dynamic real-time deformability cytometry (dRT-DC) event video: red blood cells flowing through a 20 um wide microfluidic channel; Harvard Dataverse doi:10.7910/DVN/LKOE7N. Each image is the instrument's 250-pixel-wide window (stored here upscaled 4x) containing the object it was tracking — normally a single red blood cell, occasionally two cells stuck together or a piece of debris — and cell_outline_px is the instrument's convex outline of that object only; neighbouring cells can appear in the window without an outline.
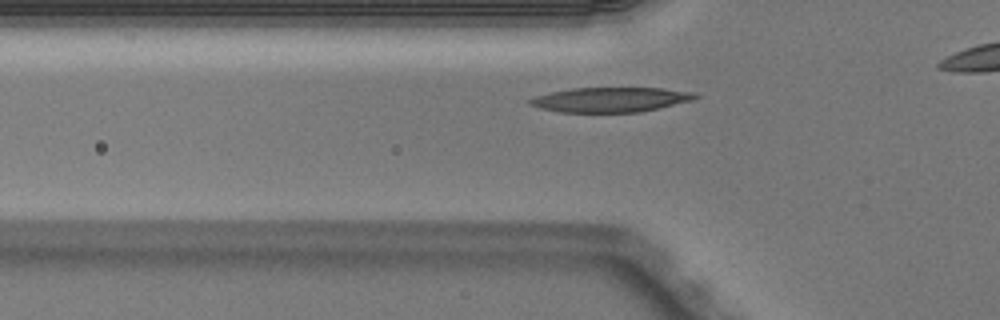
{"species": "Egyptian fruit bat (a non-hibernating species)", "species_latin": "Rousettus aegyptiacus", "temperature_condition": "warm", "stored_images_in_passage": 31, "camera_frame_rate_fps": 3000, "um_per_image_px": 0.085, "animal": {"sex": "male"}, "frame": {"image": 1, "passage_image": 6, "time_ms": 1.667, "image_size_px": [1000, 320], "cell_outline_px": [[700, 96], [692, 100], [640, 112], [560, 112], [540, 108], [528, 104], [524, 100], [536, 96], [552, 92], [572, 88], [664, 88], [696, 92]], "centroid_in_image_um": [51.88, 8.46], "position_along_channel_um": 73.9, "area_um2": 23.87}}
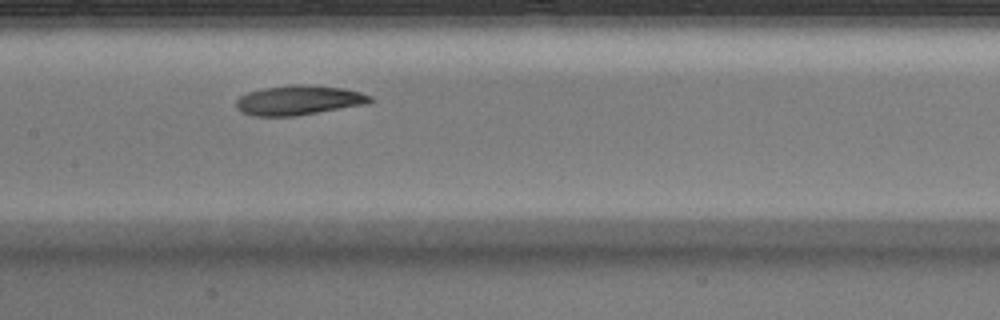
{"frame": {"image": 2, "passage_image": 14, "time_ms": 4.333, "image_size_px": [1000, 320], "cell_outline_px": [[376, 100], [368, 104], [296, 116], [252, 116], [240, 112], [236, 108], [236, 100], [240, 96], [248, 92], [264, 88], [292, 84], [304, 84], [344, 88], [360, 92], [372, 96]], "centroid_in_image_um": [25.42, 8.52], "position_along_channel_um": 182.0, "area_um2": 23.47}}
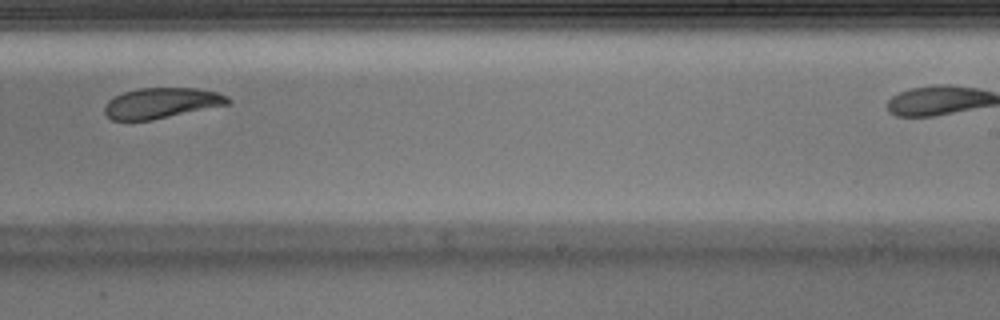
{"frame": {"image": 3, "passage_image": 21, "time_ms": 6.667, "image_size_px": [1000, 320], "cell_outline_px": [[232, 100], [228, 104], [152, 120], [112, 120], [104, 112], [104, 104], [108, 100], [124, 92], [140, 88], [196, 88], [216, 92], [228, 96]], "centroid_in_image_um": [13.71, 8.76], "position_along_channel_um": 275.3, "area_um2": 21.79}}